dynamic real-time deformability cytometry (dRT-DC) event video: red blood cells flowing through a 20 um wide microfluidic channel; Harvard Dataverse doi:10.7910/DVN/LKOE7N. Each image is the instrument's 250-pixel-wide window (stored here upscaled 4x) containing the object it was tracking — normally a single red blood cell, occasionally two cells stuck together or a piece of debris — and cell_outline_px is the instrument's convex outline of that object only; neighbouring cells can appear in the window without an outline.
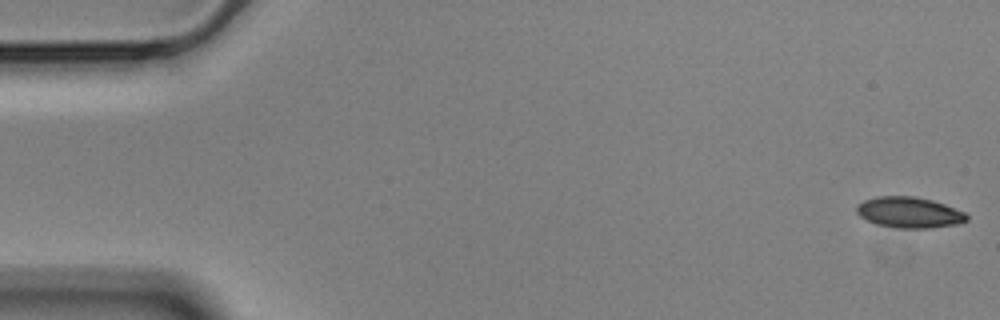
{"species": "Egyptian fruit bat (a non-hibernating species)", "species_latin": "Rousettus aegyptiacus", "temperature_condition": "cold", "stored_images_in_passage": 12, "camera_frame_rate_fps": 3000, "um_per_image_px": 0.085, "animal": {"sex": "male"}, "frame": {"image": 1, "passage_image": 1, "time_ms": 0.0, "image_size_px": [1000, 320], "cell_outline_px": [[968, 220], [956, 224], [928, 228], [896, 228], [876, 224], [860, 216], [856, 212], [856, 208], [864, 200], [876, 196], [916, 196], [932, 200], [944, 204], [964, 212], [968, 216]], "centroid_in_image_um": [77.28, 18.05], "position_along_channel_um": 7.7, "area_um2": 19.71}}